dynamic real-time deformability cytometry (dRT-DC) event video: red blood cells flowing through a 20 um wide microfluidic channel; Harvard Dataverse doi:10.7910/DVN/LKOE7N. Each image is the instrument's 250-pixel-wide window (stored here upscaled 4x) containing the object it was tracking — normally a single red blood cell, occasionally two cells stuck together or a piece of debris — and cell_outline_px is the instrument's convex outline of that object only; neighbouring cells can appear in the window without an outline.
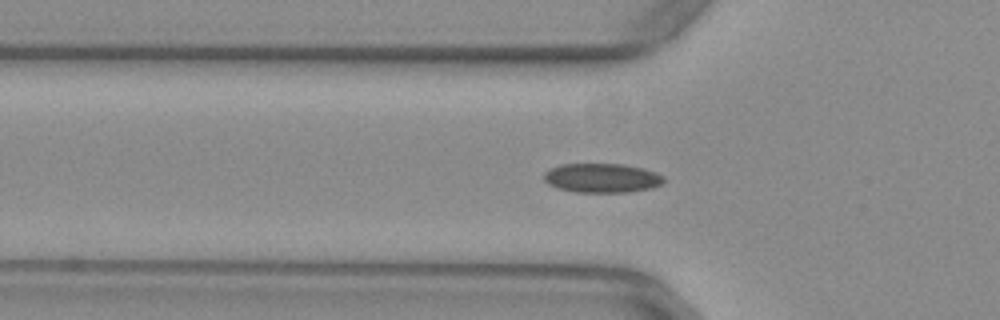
{"species": "common noctule bat (a hibernating species)", "species_latin": "Nyctalus noctula", "temperature_condition": "warm", "stored_images_in_passage": 42, "camera_frame_rate_fps": 3000, "um_per_image_px": 0.085, "animal": {"sex": "female", "body_mass_g": 29.2, "forearm_length_mm": 56.3}, "frame": {"image": 1, "passage_image": 9, "time_ms": 2.667, "image_size_px": [1000, 320], "cell_outline_px": [[664, 184], [652, 188], [628, 192], [576, 192], [556, 188], [548, 184], [544, 180], [544, 172], [548, 168], [560, 164], [624, 164], [644, 168], [656, 172], [664, 176]], "centroid_in_image_um": [51.17, 15.12], "position_along_channel_um": 74.6, "area_um2": 20.75}}
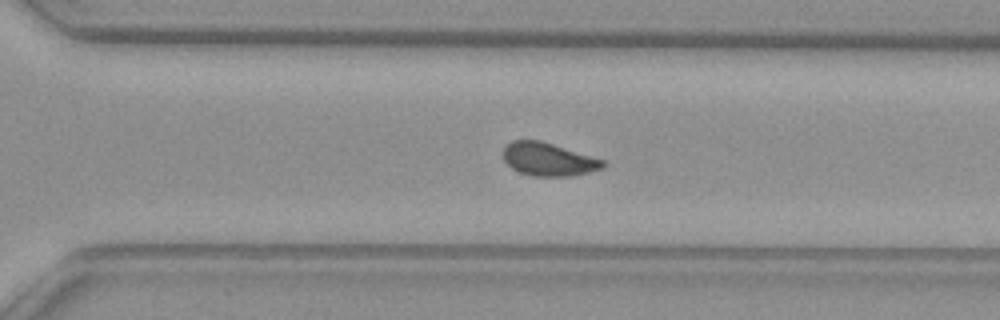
{"frame": {"image": 2, "passage_image": 28, "time_ms": 9.0, "image_size_px": [1000, 320], "cell_outline_px": [[608, 164], [604, 168], [572, 176], [532, 176], [520, 172], [512, 168], [504, 160], [504, 148], [512, 140], [540, 140], [604, 160]], "centroid_in_image_um": [46.64, 13.55], "position_along_channel_um": 324.0, "area_um2": 19.13}}
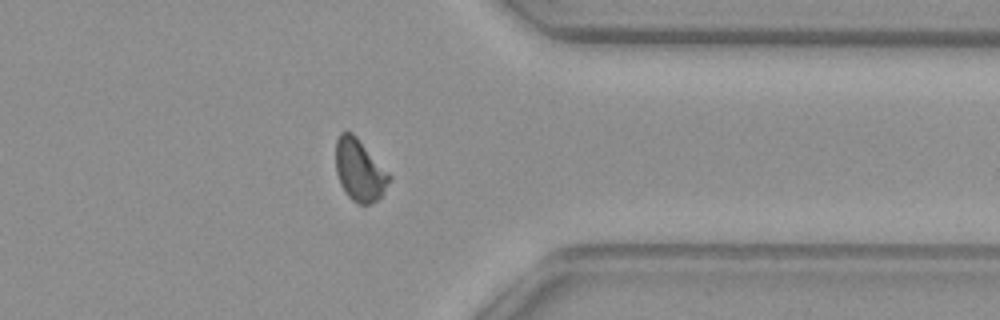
{"frame": {"image": 3, "passage_image": 33, "time_ms": 10.667, "image_size_px": [1000, 320], "cell_outline_px": [[392, 180], [384, 192], [376, 200], [368, 204], [356, 204], [344, 192], [340, 184], [336, 172], [336, 140], [340, 132], [352, 132], [356, 136], [392, 176]], "centroid_in_image_um": [30.56, 14.48], "position_along_channel_um": 380.8, "area_um2": 19.36}}